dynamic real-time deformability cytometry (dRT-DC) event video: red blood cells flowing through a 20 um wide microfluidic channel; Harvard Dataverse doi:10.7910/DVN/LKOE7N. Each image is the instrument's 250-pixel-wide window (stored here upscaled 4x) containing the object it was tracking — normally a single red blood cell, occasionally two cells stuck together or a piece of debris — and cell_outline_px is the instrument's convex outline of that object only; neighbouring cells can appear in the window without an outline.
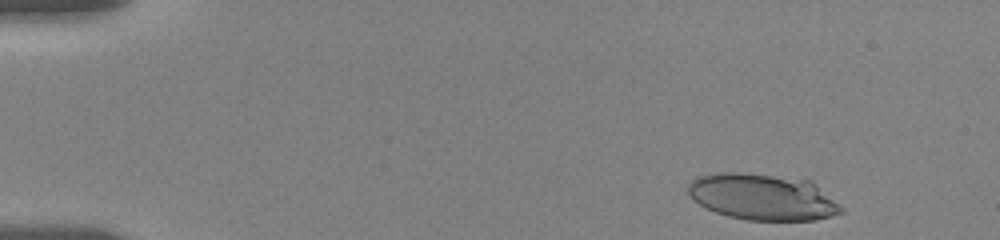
{"species": "human", "species_latin": "Homo sapiens", "temperature_condition": "room temperature", "stored_images_in_passage": 29, "camera_frame_rate_fps": 3000, "um_per_image_px": 0.085, "donor": {"sex": "female"}, "frame": {"image": 1, "passage_image": 1, "time_ms": 0.0, "image_size_px": [1000, 240], "cell_outline_px": [[844, 212], [832, 216], [812, 220], [748, 220], [728, 216], [716, 212], [692, 200], [688, 192], [688, 184], [696, 176], [716, 172], [740, 172], [812, 180], [840, 204], [844, 208]], "centroid_in_image_um": [64.83, 16.73], "position_along_channel_um": 20.2, "area_um2": 41.5}}
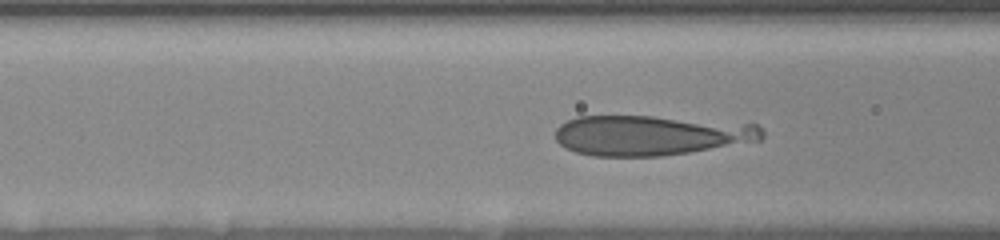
{"frame": {"image": 2, "passage_image": 12, "time_ms": 5.667, "image_size_px": [1000, 240], "cell_outline_px": [[764, 136], [760, 140], [664, 156], [592, 156], [576, 152], [560, 144], [556, 140], [556, 128], [560, 124], [576, 116], [652, 116], [756, 124], [764, 132]], "centroid_in_image_um": [55.28, 11.49], "position_along_channel_um": 111.3, "area_um2": 48.03}}
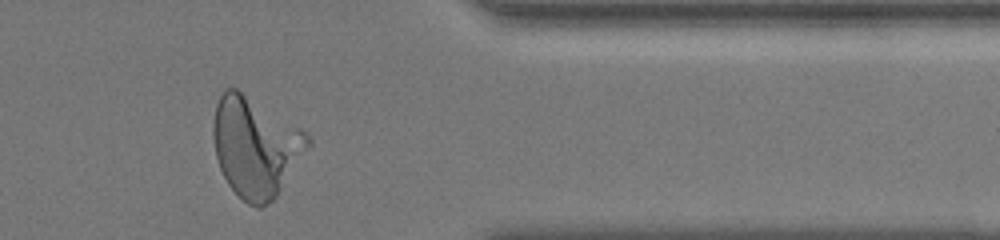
{"frame": {"image": 3, "passage_image": 27, "time_ms": 14.0, "image_size_px": [1000, 240], "cell_outline_px": [[284, 160], [276, 196], [268, 204], [260, 208], [256, 208], [248, 204], [228, 184], [220, 168], [216, 156], [212, 136], [212, 124], [216, 104], [224, 88], [236, 88], [244, 96], [284, 152]], "centroid_in_image_um": [20.92, 12.73], "position_along_channel_um": 390.5, "area_um2": 41.15}}